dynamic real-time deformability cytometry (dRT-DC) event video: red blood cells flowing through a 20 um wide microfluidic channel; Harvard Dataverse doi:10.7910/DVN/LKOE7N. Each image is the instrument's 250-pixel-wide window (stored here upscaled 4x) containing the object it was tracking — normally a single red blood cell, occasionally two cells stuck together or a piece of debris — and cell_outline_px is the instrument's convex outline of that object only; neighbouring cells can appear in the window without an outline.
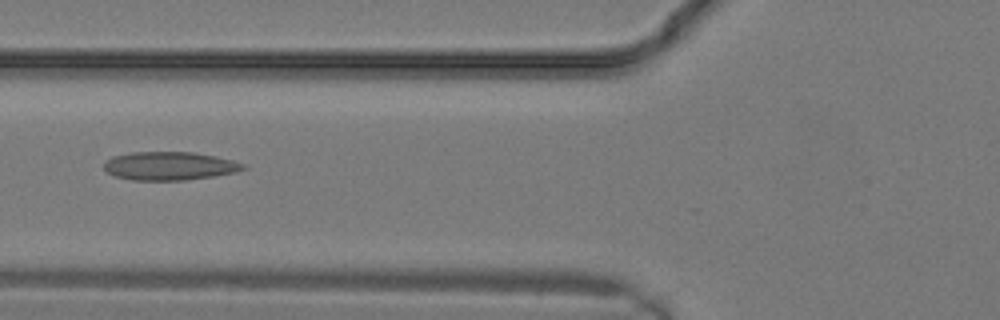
{"species": "common noctule bat (a hibernating species)", "species_latin": "Nyctalus noctula", "temperature_condition": "warm", "stored_images_in_passage": 4, "camera_frame_rate_fps": 3000, "um_per_image_px": 0.085, "animal": {"sex": "male", "body_mass_g": 19.2, "forearm_length_mm": 51.8}, "frame": {"image": 1, "passage_image": 3, "time_ms": 0.667, "image_size_px": [1000, 320], "cell_outline_px": [[248, 168], [236, 172], [212, 176], [184, 180], [132, 180], [116, 176], [108, 172], [104, 168], [104, 164], [112, 156], [132, 152], [192, 152], [216, 156], [232, 160], [244, 164]], "centroid_in_image_um": [14.43, 14.1], "position_along_channel_um": 111.4, "area_um2": 22.89}}